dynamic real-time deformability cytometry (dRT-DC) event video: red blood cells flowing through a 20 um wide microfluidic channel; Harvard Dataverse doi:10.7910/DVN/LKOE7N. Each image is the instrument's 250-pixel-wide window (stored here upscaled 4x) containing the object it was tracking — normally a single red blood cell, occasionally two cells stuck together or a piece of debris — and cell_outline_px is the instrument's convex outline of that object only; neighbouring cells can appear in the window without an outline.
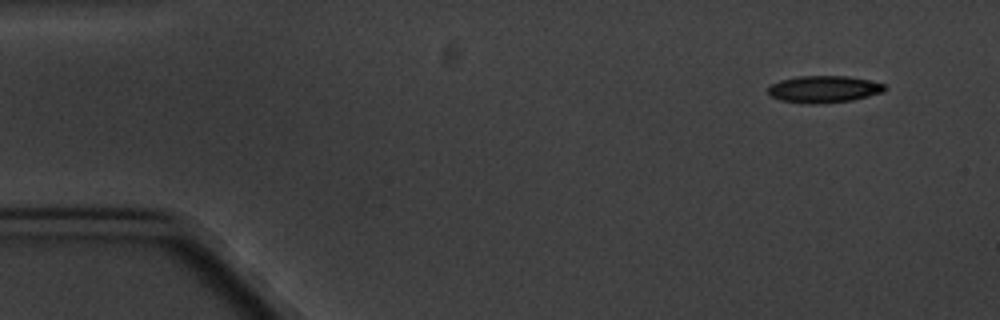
{"species": "common noctule bat (a hibernating species)", "species_latin": "Nyctalus noctula", "temperature_condition": "cold", "stored_images_in_passage": 5, "camera_frame_rate_fps": 3000, "um_per_image_px": 0.085, "animal": {"sex": "male", "body_mass_g": 20.1, "forearm_length_mm": 53.5}, "frame": {"image": 1, "passage_image": 1, "time_ms": 0.0, "image_size_px": [1000, 320], "cell_outline_px": [[888, 88], [884, 92], [852, 100], [816, 104], [812, 104], [780, 100], [772, 96], [768, 92], [768, 88], [772, 84], [780, 80], [796, 76], [848, 76], [868, 80], [884, 84]], "centroid_in_image_um": [70.05, 7.57], "position_along_channel_um": 15.0, "area_um2": 18.26}}
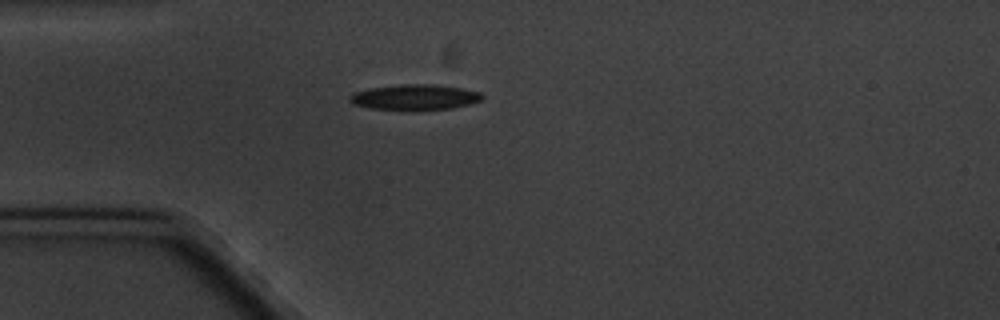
{"frame": {"image": 2, "passage_image": 4, "time_ms": 3.667, "image_size_px": [1000, 320], "cell_outline_px": [[484, 96], [480, 100], [468, 104], [452, 108], [412, 112], [372, 108], [352, 104], [348, 100], [348, 96], [356, 92], [368, 88], [400, 84], [432, 84], [460, 88], [480, 92]], "centroid_in_image_um": [35.21, 8.28], "position_along_channel_um": 49.8, "area_um2": 20.11}}